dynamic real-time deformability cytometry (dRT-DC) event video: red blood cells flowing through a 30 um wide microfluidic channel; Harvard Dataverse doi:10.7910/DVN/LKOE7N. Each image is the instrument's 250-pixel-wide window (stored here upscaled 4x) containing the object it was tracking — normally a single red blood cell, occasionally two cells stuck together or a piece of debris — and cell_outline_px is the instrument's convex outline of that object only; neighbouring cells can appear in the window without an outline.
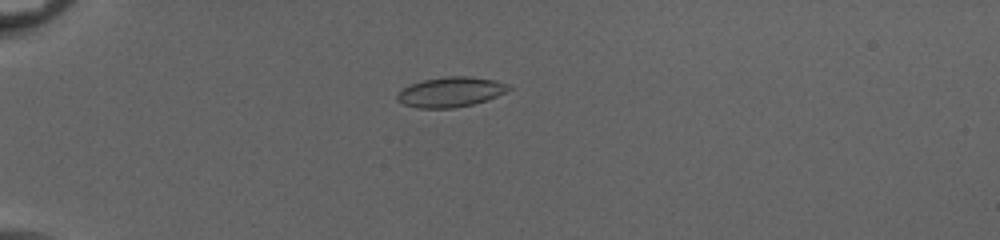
{"species": "common noctule bat (a hibernating species)", "species_latin": "Nyctalus noctula", "temperature_condition": "cold", "stored_images_in_passage": 44, "camera_frame_rate_fps": 3000, "um_per_image_px": 0.085, "animal": {"sex": "female", "body_mass_g": 20.0, "forearm_length_mm": 54.0}, "frame": {"image": 1, "passage_image": 7, "time_ms": 2.0, "image_size_px": [1000, 240], "cell_outline_px": [[512, 88], [508, 92], [472, 104], [452, 108], [416, 108], [404, 104], [396, 100], [396, 96], [408, 84], [424, 80], [444, 76], [468, 76], [496, 80], [508, 84]], "centroid_in_image_um": [38.3, 7.81], "position_along_channel_um": 46.7, "area_um2": 19.48}}
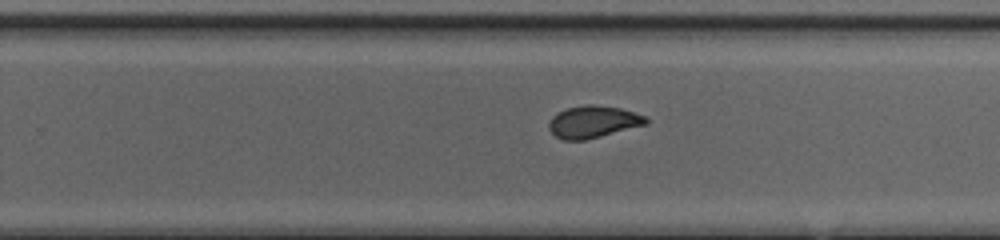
{"frame": {"image": 2, "passage_image": 27, "time_ms": 8.667, "image_size_px": [1000, 240], "cell_outline_px": [[648, 124], [584, 140], [564, 140], [556, 136], [548, 128], [548, 124], [552, 116], [556, 112], [568, 108], [588, 104], [592, 104], [620, 108], [644, 116], [648, 120]], "centroid_in_image_um": [50.39, 10.35], "position_along_channel_um": 279.4, "area_um2": 17.98}}
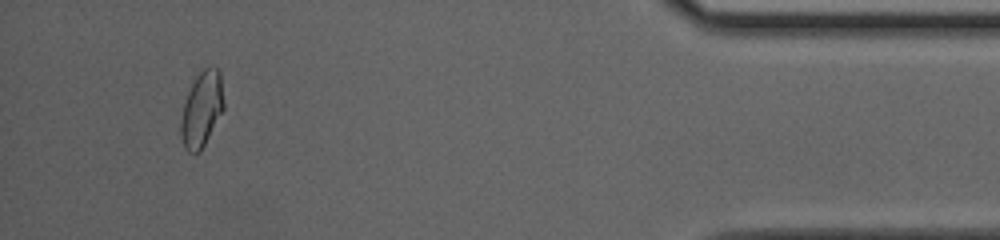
{"frame": {"image": 3, "passage_image": 41, "time_ms": 13.333, "image_size_px": [1000, 240], "cell_outline_px": [[224, 108], [200, 152], [188, 152], [184, 148], [180, 132], [180, 120], [184, 104], [188, 92], [196, 76], [204, 68], [216, 68], [220, 72], [224, 104]], "centroid_in_image_um": [17.13, 9.3], "position_along_channel_um": 418.1, "area_um2": 18.55}, "authors_computed_cell_mechanics": {"area_um2": 18.4671, "velocity_mm_per_s": 4.0881, "shape_relaxation_time_tau1_ms": null, "shape_relaxation_time_tau2_ms": 0.7121, "deformation_change_tau1": null, "deformation_change_tau2": 0.046}}